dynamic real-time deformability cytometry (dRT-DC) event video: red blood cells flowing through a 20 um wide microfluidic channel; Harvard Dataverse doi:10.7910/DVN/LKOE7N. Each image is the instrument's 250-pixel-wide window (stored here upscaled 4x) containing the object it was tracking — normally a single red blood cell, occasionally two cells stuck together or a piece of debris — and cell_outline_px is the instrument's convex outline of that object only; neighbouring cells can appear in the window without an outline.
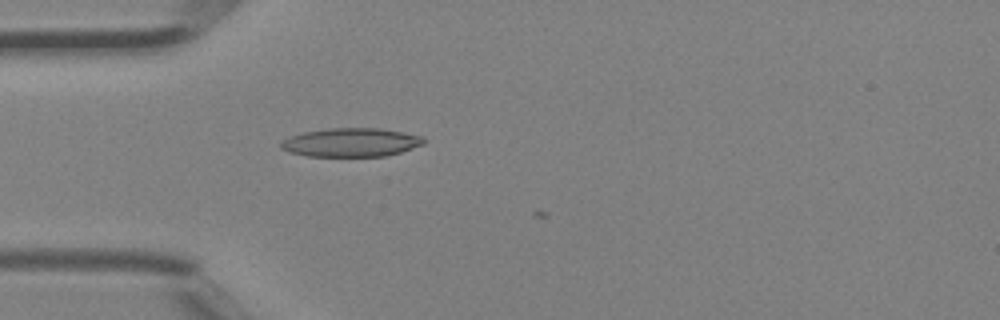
{"species": "Egyptian fruit bat (a non-hibernating species)", "species_latin": "Rousettus aegyptiacus", "temperature_condition": "room temperature", "stored_images_in_passage": 6, "camera_frame_rate_fps": 3000, "um_per_image_px": 0.085, "animal": {"sex": "female"}, "frame": {"image": 1, "passage_image": 5, "time_ms": 1.333, "image_size_px": [1000, 320], "cell_outline_px": [[428, 140], [424, 144], [400, 152], [384, 156], [308, 156], [292, 152], [280, 148], [280, 144], [284, 140], [292, 136], [304, 132], [328, 128], [380, 128], [424, 136]], "centroid_in_image_um": [29.9, 12.1], "position_along_channel_um": 55.1, "area_um2": 23.76}}